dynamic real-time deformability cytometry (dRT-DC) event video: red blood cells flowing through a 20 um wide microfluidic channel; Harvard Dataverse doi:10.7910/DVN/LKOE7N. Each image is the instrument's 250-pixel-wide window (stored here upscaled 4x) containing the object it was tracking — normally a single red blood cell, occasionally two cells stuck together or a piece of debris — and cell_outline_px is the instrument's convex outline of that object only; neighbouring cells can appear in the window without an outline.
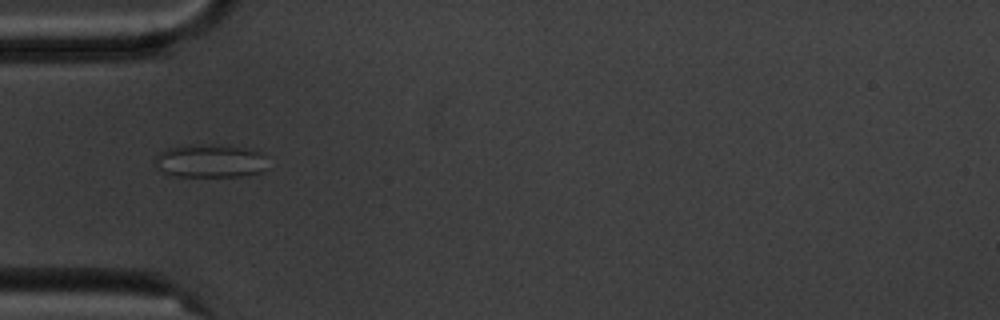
{"species": "common noctule bat (a hibernating species)", "species_latin": "Nyctalus noctula", "temperature_condition": "cold", "stored_images_in_passage": 3, "camera_frame_rate_fps": 3000, "um_per_image_px": 0.085, "animal": {"sex": "male", "body_mass_g": 20.1, "forearm_length_mm": 53.5}, "frame": {"image": 1, "passage_image": 1, "time_ms": 0.0, "image_size_px": [1000, 320], "cell_outline_px": [[264, 156], [260, 172], [240, 176], [172, 176], [156, 168], [152, 160], [160, 152], [168, 148], [184, 144], [200, 144], [244, 148], [260, 152]], "centroid_in_image_um": [17.71, 13.68], "position_along_channel_um": 67.3, "area_um2": 21.56}}
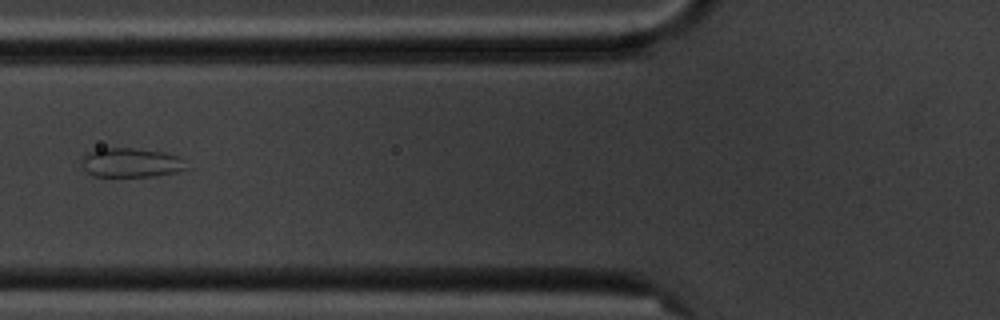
{"frame": {"image": 2, "passage_image": 2, "time_ms": 1.333, "image_size_px": [1000, 320], "cell_outline_px": [[192, 168], [176, 172], [152, 176], [92, 176], [84, 168], [84, 156], [88, 152], [100, 148], [132, 148], [164, 152], [176, 156]], "centroid_in_image_um": [11.18, 13.83], "position_along_channel_um": 114.6, "area_um2": 17.63}}
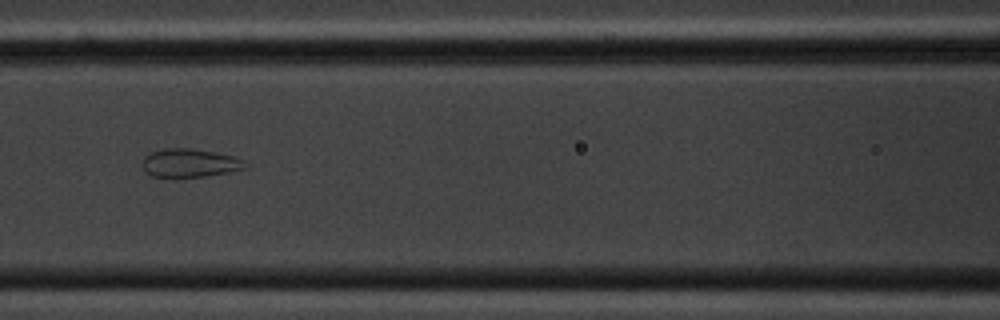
{"frame": {"image": 3, "passage_image": 3, "time_ms": 2.333, "image_size_px": [1000, 320], "cell_outline_px": [[248, 168], [228, 172], [204, 176], [152, 176], [144, 172], [144, 156], [152, 152], [164, 148], [192, 148], [236, 156], [244, 160], [248, 164]], "centroid_in_image_um": [16.19, 13.84], "position_along_channel_um": 150.4, "area_um2": 16.94}}